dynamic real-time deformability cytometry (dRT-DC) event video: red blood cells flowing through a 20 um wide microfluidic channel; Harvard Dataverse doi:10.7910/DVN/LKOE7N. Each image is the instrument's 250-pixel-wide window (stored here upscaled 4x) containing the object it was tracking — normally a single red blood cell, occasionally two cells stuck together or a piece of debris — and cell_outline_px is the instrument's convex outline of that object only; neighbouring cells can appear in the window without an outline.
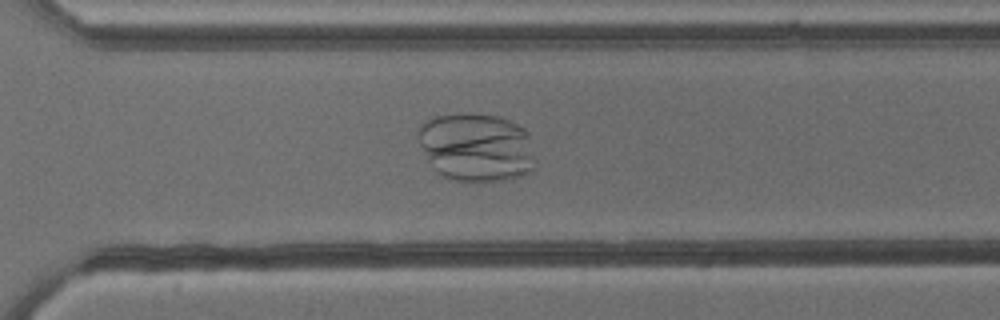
{"species": "common noctule bat (a hibernating species)", "species_latin": "Nyctalus noctula", "temperature_condition": "cold", "stored_images_in_passage": 45, "camera_frame_rate_fps": 3000, "um_per_image_px": 0.085, "animal": {"sex": "male", "body_mass_g": 13.3}, "frame": {"image": 1, "passage_image": 32, "time_ms": 10.333, "image_size_px": [1000, 320], "cell_outline_px": [[536, 168], [512, 180], [452, 180], [436, 172], [420, 144], [416, 132], [416, 128], [420, 124], [436, 116], [460, 112], [500, 116], [524, 128], [528, 132], [536, 160]], "centroid_in_image_um": [40.51, 12.49], "position_along_channel_um": 330.1, "area_um2": 47.22}}